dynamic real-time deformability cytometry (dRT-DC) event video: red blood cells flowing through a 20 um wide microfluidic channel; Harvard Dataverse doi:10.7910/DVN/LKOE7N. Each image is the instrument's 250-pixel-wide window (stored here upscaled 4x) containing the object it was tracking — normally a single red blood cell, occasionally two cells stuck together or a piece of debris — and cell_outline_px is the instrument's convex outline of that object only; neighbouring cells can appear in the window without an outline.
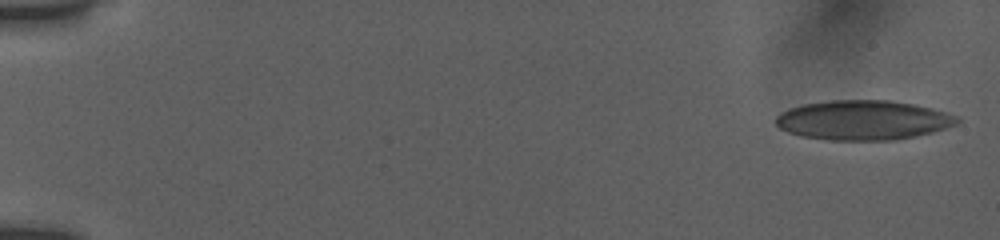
{"species": "human", "species_latin": "Homo sapiens", "temperature_condition": "room temperature", "stored_images_in_passage": 4, "camera_frame_rate_fps": 3000, "um_per_image_px": 0.085, "donor": {"sex": "female"}, "frame": {"image": 1, "passage_image": 1, "time_ms": 0.0, "image_size_px": [1000, 240], "cell_outline_px": [[960, 120], [956, 124], [932, 132], [916, 136], [896, 140], [828, 140], [800, 136], [788, 132], [780, 128], [776, 124], [776, 116], [780, 112], [788, 108], [804, 104], [832, 100], [888, 100], [912, 104], [932, 108], [948, 112], [956, 116]], "centroid_in_image_um": [73.35, 10.21], "position_along_channel_um": 11.7, "area_um2": 41.91}}